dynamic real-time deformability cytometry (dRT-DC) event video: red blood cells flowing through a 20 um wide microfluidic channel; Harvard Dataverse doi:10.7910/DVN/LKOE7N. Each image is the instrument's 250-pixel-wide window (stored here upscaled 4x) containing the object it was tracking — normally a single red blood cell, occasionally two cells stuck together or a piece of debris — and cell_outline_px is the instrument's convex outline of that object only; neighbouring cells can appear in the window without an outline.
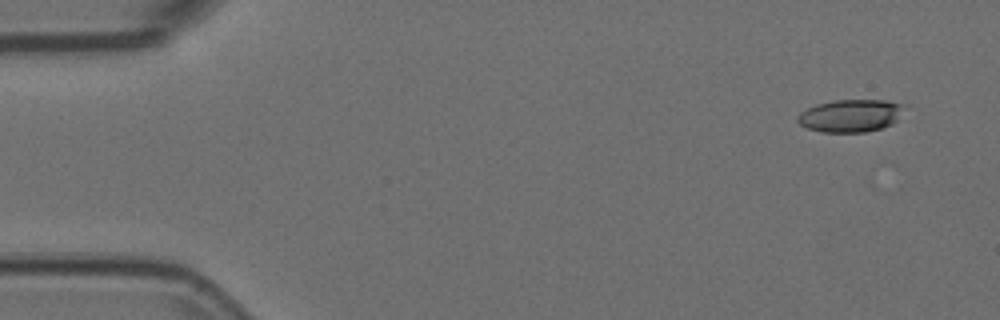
{"species": "Egyptian fruit bat (a non-hibernating species)", "species_latin": "Rousettus aegyptiacus", "temperature_condition": "room temperature", "stored_images_in_passage": 4, "camera_frame_rate_fps": 3000, "um_per_image_px": 0.085, "animal": {"sex": "female"}, "frame": {"image": 1, "passage_image": 1, "time_ms": 0.0, "image_size_px": [1000, 320], "cell_outline_px": [[908, 104], [896, 120], [892, 124], [880, 128], [864, 132], [820, 132], [808, 128], [800, 124], [796, 120], [796, 116], [800, 112], [816, 104], [836, 100], [888, 100]], "centroid_in_image_um": [72.31, 9.82], "position_along_channel_um": 12.7, "area_um2": 20.4}}
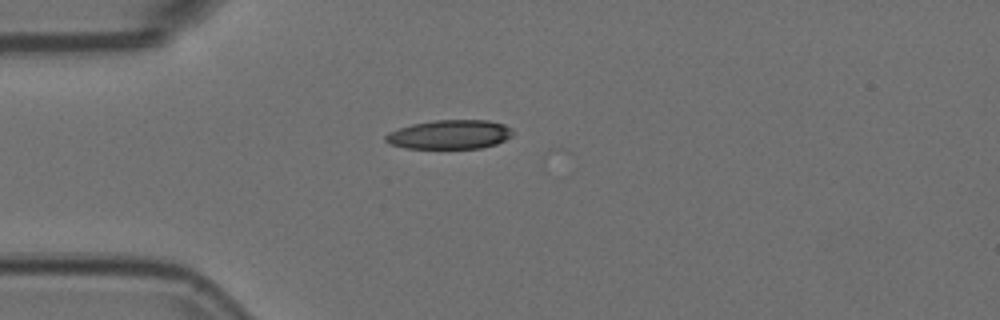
{"frame": {"image": 2, "passage_image": 4, "time_ms": 1.0, "image_size_px": [1000, 320], "cell_outline_px": [[512, 136], [496, 144], [480, 148], [404, 148], [388, 144], [384, 140], [384, 136], [388, 132], [412, 124], [436, 120], [488, 120], [504, 124], [512, 128]], "centroid_in_image_um": [38.21, 11.43], "position_along_channel_um": 46.8, "area_um2": 21.62}}